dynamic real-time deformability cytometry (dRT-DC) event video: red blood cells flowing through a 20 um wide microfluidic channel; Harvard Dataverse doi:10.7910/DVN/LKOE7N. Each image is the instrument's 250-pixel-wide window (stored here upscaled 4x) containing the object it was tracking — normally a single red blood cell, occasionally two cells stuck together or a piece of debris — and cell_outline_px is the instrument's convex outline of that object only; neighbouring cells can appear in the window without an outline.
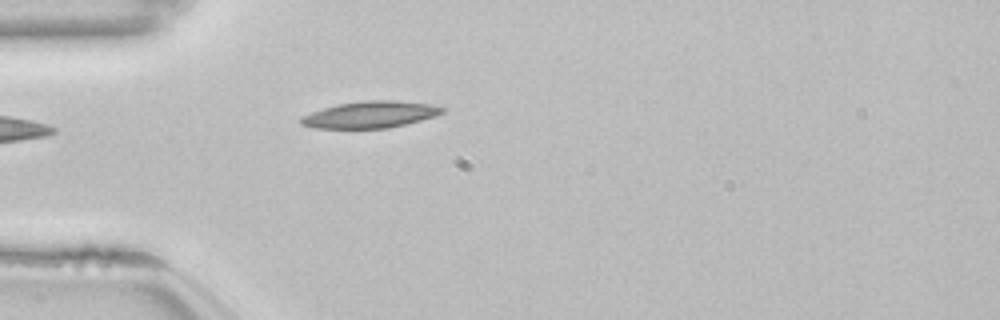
{"species": "common noctule bat (a hibernating species)", "species_latin": "Nyctalus noctula", "temperature_condition": "room temperature", "stored_images_in_passage": 5, "camera_frame_rate_fps": 3000, "um_per_image_px": 0.085, "animal": {"sex": "female", "body_mass_g": 22.7, "forearm_length_mm": 54.2}, "frame": {"image": 1, "passage_image": 1, "time_ms": 0.0, "image_size_px": [1000, 320], "cell_outline_px": [[444, 112], [436, 116], [388, 128], [316, 128], [300, 124], [296, 120], [312, 112], [324, 108], [340, 104], [364, 100], [392, 100], [432, 104], [444, 108]], "centroid_in_image_um": [31.47, 9.74], "position_along_channel_um": 53.5, "area_um2": 21.79}}